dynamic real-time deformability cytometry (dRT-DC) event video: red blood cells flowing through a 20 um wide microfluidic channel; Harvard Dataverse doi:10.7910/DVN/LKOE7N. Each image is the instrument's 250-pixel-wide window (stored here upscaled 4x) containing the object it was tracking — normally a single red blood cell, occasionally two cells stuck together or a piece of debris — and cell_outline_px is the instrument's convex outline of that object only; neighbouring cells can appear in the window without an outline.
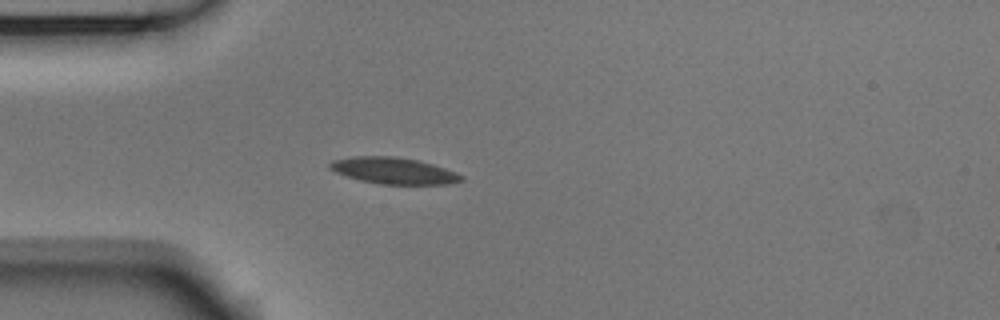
{"species": "Egyptian fruit bat (a non-hibernating species)", "species_latin": "Rousettus aegyptiacus", "temperature_condition": "room temperature", "stored_images_in_passage": 47, "camera_frame_rate_fps": 3000, "um_per_image_px": 0.085, "animal": {"sex": "male"}, "frame": {"image": 1, "passage_image": 8, "time_ms": 2.333, "image_size_px": [1000, 320], "cell_outline_px": [[464, 180], [448, 184], [380, 184], [360, 180], [336, 172], [328, 168], [328, 164], [332, 160], [356, 156], [392, 156], [416, 160], [432, 164], [456, 172], [464, 176]], "centroid_in_image_um": [33.46, 14.51], "position_along_channel_um": 51.5, "area_um2": 20.11}}
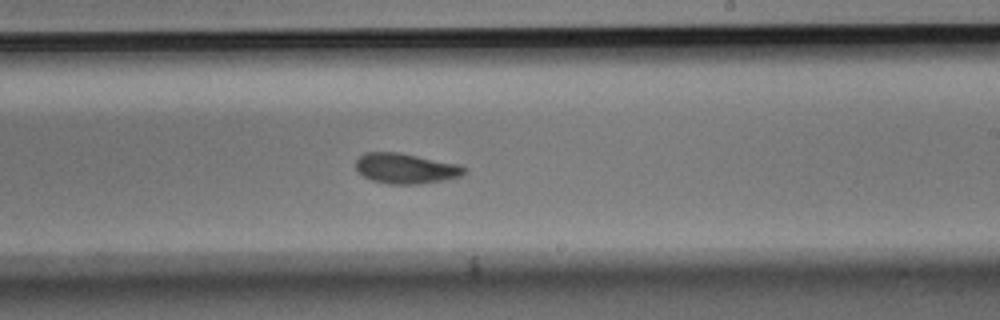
{"frame": {"image": 2, "passage_image": 25, "time_ms": 8.0, "image_size_px": [1000, 320], "cell_outline_px": [[468, 172], [460, 176], [444, 180], [420, 184], [388, 184], [372, 180], [364, 176], [356, 168], [356, 160], [364, 152], [400, 152], [460, 164], [468, 168]], "centroid_in_image_um": [34.54, 14.31], "position_along_channel_um": 254.5, "area_um2": 19.36}}
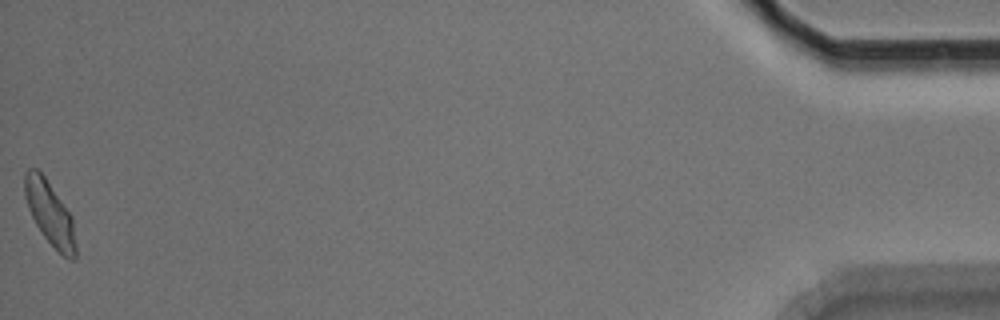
{"frame": {"image": 3, "passage_image": 47, "time_ms": 15.333, "image_size_px": [1000, 320], "cell_outline_px": [[76, 260], [68, 260], [44, 236], [36, 224], [28, 208], [24, 196], [24, 172], [28, 168], [36, 168], [44, 176], [72, 216], [76, 244]], "centroid_in_image_um": [4.23, 18.12], "position_along_channel_um": 431.0, "area_um2": 18.79}, "authors_computed_cell_mechanics": {"area_um2": 19.0162, "velocity_mm_per_s": 3.735, "shape_relaxation_time_tau1_ms": 5.7395, "shape_relaxation_time_tau2_ms": 2.055, "deformation_change_tau1": 0.1476, "deformation_change_tau2": 0.0739}}